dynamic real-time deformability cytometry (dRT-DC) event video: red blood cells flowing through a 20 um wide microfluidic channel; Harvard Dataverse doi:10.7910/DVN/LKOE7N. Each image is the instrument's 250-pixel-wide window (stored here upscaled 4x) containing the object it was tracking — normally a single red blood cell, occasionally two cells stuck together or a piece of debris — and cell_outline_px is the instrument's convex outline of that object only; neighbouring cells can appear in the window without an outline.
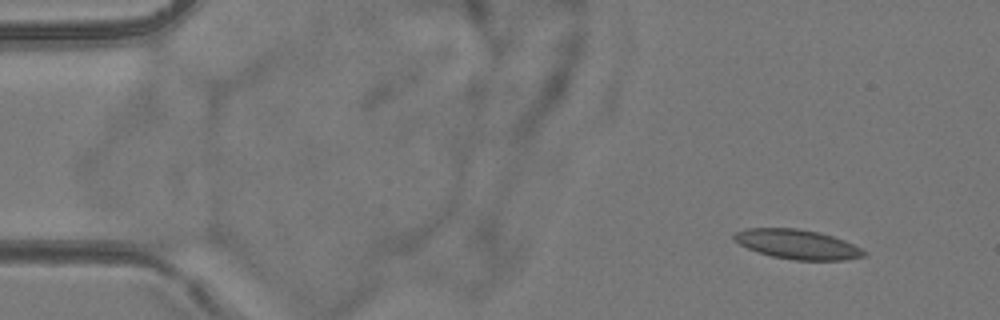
{"species": "common noctule bat (a hibernating species)", "species_latin": "Nyctalus noctula", "temperature_condition": "room temperature", "stored_images_in_passage": 5, "camera_frame_rate_fps": 3000, "um_per_image_px": 0.085, "animal": {"sex": "female", "body_mass_g": 24.6, "forearm_length_mm": 56.2}, "frame": {"image": 1, "passage_image": 2, "time_ms": 1.333, "image_size_px": [1000, 320], "cell_outline_px": [[868, 252], [864, 256], [844, 260], [796, 260], [772, 256], [748, 248], [740, 244], [732, 236], [736, 232], [744, 228], [796, 228], [820, 232], [844, 240]], "centroid_in_image_um": [67.79, 20.76], "position_along_channel_um": 17.2, "area_um2": 22.14}}